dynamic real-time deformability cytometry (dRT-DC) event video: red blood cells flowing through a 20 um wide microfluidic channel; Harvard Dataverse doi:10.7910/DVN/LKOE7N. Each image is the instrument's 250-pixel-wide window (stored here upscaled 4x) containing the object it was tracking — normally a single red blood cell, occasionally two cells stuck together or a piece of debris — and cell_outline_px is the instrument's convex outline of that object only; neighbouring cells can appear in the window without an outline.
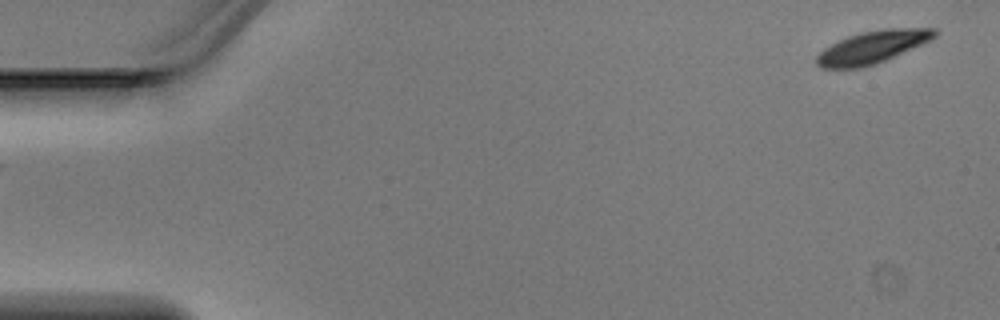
{"species": "Egyptian fruit bat (a non-hibernating species)", "species_latin": "Rousettus aegyptiacus", "temperature_condition": "warm", "stored_images_in_passage": 4, "segment_of_instrument_passage": [2, 2], "camera_frame_rate_fps": 3000, "um_per_image_px": 0.085, "animal": {"sex": "male"}, "frame": {"image": 1, "passage_image": 4, "time_ms": 1.0, "image_size_px": [1000, 320], "cell_outline_px": [[940, 32], [936, 36], [920, 44], [876, 64], [860, 68], [820, 68], [816, 64], [816, 56], [824, 48], [848, 36], [860, 32], [884, 28], [936, 28]], "centroid_in_image_um": [74.13, 3.99], "position_along_channel_um": 10.9, "area_um2": 22.14}}